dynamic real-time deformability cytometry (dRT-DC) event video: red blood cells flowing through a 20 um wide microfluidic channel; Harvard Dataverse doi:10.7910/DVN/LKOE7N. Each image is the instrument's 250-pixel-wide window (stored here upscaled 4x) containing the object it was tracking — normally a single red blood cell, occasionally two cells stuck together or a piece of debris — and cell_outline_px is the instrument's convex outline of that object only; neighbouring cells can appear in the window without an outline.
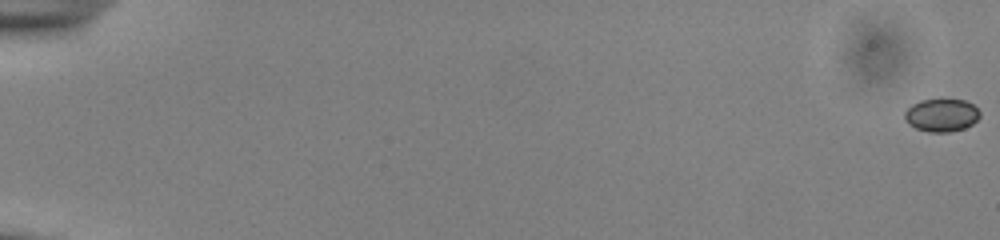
{"species": "common noctule bat (a hibernating species)", "species_latin": "Nyctalus noctula", "temperature_condition": "cold", "stored_images_in_passage": 56, "camera_frame_rate_fps": 3000, "um_per_image_px": 0.085, "animal": {"sex": "male", "body_mass_g": 13.0, "forearm_length_mm": 53.1}, "frame": {"image": 1, "passage_image": 1, "time_ms": 0.0, "image_size_px": [1000, 240], "cell_outline_px": [[980, 116], [972, 124], [964, 128], [948, 132], [928, 132], [916, 128], [908, 124], [904, 120], [904, 112], [912, 104], [920, 100], [940, 96], [964, 100], [972, 104], [980, 112]], "centroid_in_image_um": [80.0, 9.74], "position_along_channel_um": 5.0, "area_um2": 14.97}}
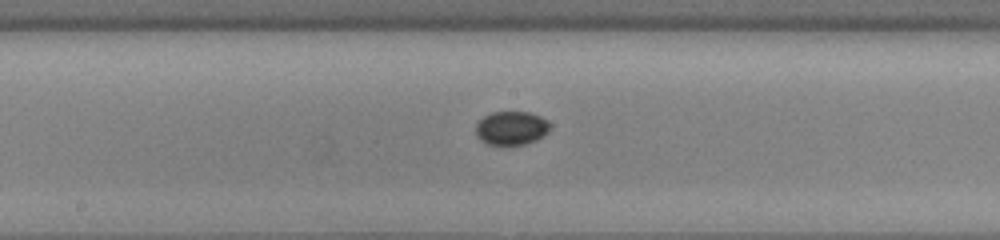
{"frame": {"image": 2, "passage_image": 32, "time_ms": 10.333, "image_size_px": [1000, 240], "cell_outline_px": [[548, 132], [544, 136], [536, 140], [524, 144], [504, 148], [488, 144], [480, 140], [476, 136], [476, 124], [484, 116], [492, 112], [528, 112], [540, 116], [548, 120]], "centroid_in_image_um": [43.44, 10.93], "position_along_channel_um": 204.8, "area_um2": 14.97}}
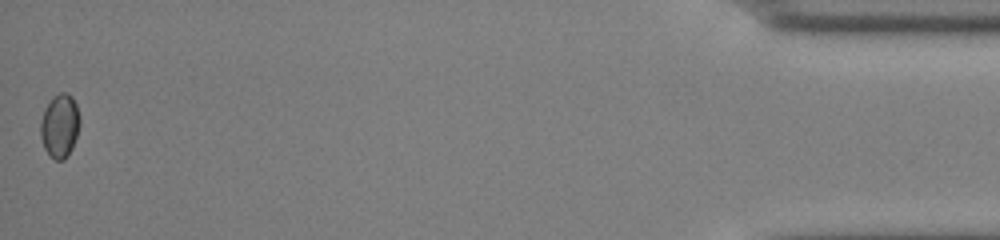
{"frame": {"image": 3, "passage_image": 56, "time_ms": 18.333, "image_size_px": [1000, 240], "cell_outline_px": [[80, 124], [72, 148], [68, 156], [64, 160], [56, 160], [44, 148], [40, 136], [40, 120], [44, 108], [52, 96], [60, 92], [68, 92], [72, 96], [76, 104], [80, 116]], "centroid_in_image_um": [5.08, 10.65], "position_along_channel_um": 430.1, "area_um2": 14.8}}